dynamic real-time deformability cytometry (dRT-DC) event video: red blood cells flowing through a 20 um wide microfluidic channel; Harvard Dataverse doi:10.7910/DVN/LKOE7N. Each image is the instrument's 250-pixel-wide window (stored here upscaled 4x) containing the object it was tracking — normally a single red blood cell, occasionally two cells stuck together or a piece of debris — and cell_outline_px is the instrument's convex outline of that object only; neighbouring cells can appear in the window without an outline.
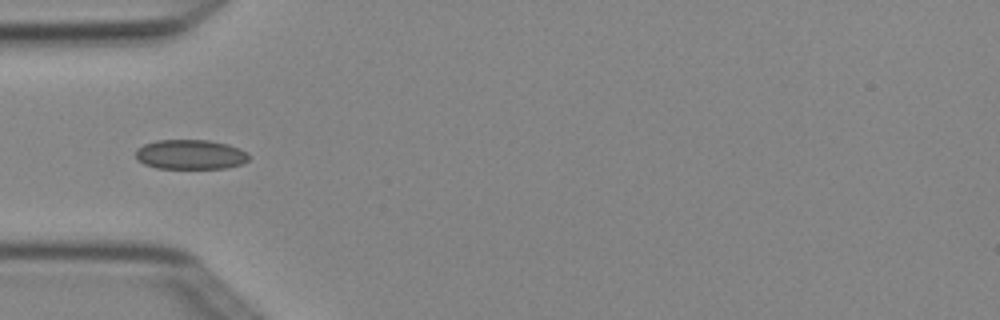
{"species": "Egyptian fruit bat (a non-hibernating species)", "species_latin": "Rousettus aegyptiacus", "temperature_condition": "cold", "stored_images_in_passage": 6, "camera_frame_rate_fps": 3000, "um_per_image_px": 0.085, "animal": {"sex": "female"}, "frame": {"image": 1, "passage_image": 5, "time_ms": 1.333, "image_size_px": [1000, 320], "cell_outline_px": [[252, 156], [244, 164], [224, 168], [156, 168], [144, 164], [136, 160], [136, 148], [144, 144], [156, 140], [208, 140], [228, 144], [240, 148], [248, 152]], "centroid_in_image_um": [16.21, 13.13], "position_along_channel_um": 68.8, "area_um2": 19.88}}
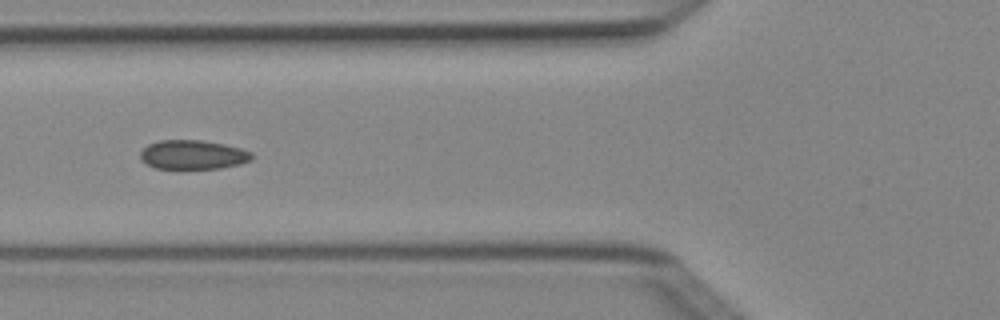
{"frame": {"image": 2, "passage_image": 6, "time_ms": 1.667, "image_size_px": [1000, 320], "cell_outline_px": [[252, 160], [240, 164], [220, 168], [156, 168], [140, 160], [140, 152], [148, 144], [160, 140], [200, 140], [224, 144], [240, 148], [252, 152]], "centroid_in_image_um": [16.4, 13.14], "position_along_channel_um": 109.4, "area_um2": 18.84}}